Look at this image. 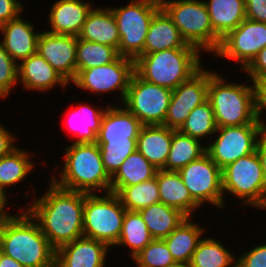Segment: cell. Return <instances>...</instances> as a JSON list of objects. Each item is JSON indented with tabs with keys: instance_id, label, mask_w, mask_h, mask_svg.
<instances>
[{
	"instance_id": "6da1fadb",
	"label": "cell",
	"mask_w": 266,
	"mask_h": 267,
	"mask_svg": "<svg viewBox=\"0 0 266 267\" xmlns=\"http://www.w3.org/2000/svg\"><path fill=\"white\" fill-rule=\"evenodd\" d=\"M42 197L32 199L30 207H25L37 221L41 231L57 250L83 235V213L87 193L69 191L55 185Z\"/></svg>"
},
{
	"instance_id": "7a4b0ae2",
	"label": "cell",
	"mask_w": 266,
	"mask_h": 267,
	"mask_svg": "<svg viewBox=\"0 0 266 267\" xmlns=\"http://www.w3.org/2000/svg\"><path fill=\"white\" fill-rule=\"evenodd\" d=\"M26 211V212H25ZM0 225V247L24 267H55L56 250L25 210Z\"/></svg>"
},
{
	"instance_id": "3957f363",
	"label": "cell",
	"mask_w": 266,
	"mask_h": 267,
	"mask_svg": "<svg viewBox=\"0 0 266 267\" xmlns=\"http://www.w3.org/2000/svg\"><path fill=\"white\" fill-rule=\"evenodd\" d=\"M64 167L59 180L51 181L58 187L76 192L94 194L101 189L110 192L111 176L105 170L96 142L72 143L65 149Z\"/></svg>"
},
{
	"instance_id": "277c9868",
	"label": "cell",
	"mask_w": 266,
	"mask_h": 267,
	"mask_svg": "<svg viewBox=\"0 0 266 267\" xmlns=\"http://www.w3.org/2000/svg\"><path fill=\"white\" fill-rule=\"evenodd\" d=\"M200 52L197 48H173L143 54L134 61V72L149 83L174 90L202 68Z\"/></svg>"
},
{
	"instance_id": "5b68a950",
	"label": "cell",
	"mask_w": 266,
	"mask_h": 267,
	"mask_svg": "<svg viewBox=\"0 0 266 267\" xmlns=\"http://www.w3.org/2000/svg\"><path fill=\"white\" fill-rule=\"evenodd\" d=\"M208 101L213 108L218 128L258 123L253 85L227 83L214 71L209 76Z\"/></svg>"
},
{
	"instance_id": "8992f818",
	"label": "cell",
	"mask_w": 266,
	"mask_h": 267,
	"mask_svg": "<svg viewBox=\"0 0 266 267\" xmlns=\"http://www.w3.org/2000/svg\"><path fill=\"white\" fill-rule=\"evenodd\" d=\"M187 44L200 51L216 52L221 39L215 34L204 0H160Z\"/></svg>"
},
{
	"instance_id": "52a82bcc",
	"label": "cell",
	"mask_w": 266,
	"mask_h": 267,
	"mask_svg": "<svg viewBox=\"0 0 266 267\" xmlns=\"http://www.w3.org/2000/svg\"><path fill=\"white\" fill-rule=\"evenodd\" d=\"M160 8V0H130L125 7L110 8L120 36L119 56L135 61L144 54L150 22Z\"/></svg>"
},
{
	"instance_id": "ba28073f",
	"label": "cell",
	"mask_w": 266,
	"mask_h": 267,
	"mask_svg": "<svg viewBox=\"0 0 266 267\" xmlns=\"http://www.w3.org/2000/svg\"><path fill=\"white\" fill-rule=\"evenodd\" d=\"M126 208L116 193L105 196L85 195L83 213V235L106 243L109 247L118 242Z\"/></svg>"
},
{
	"instance_id": "9c48e42d",
	"label": "cell",
	"mask_w": 266,
	"mask_h": 267,
	"mask_svg": "<svg viewBox=\"0 0 266 267\" xmlns=\"http://www.w3.org/2000/svg\"><path fill=\"white\" fill-rule=\"evenodd\" d=\"M221 174L223 194L230 192L244 205L266 210V181L256 151L228 164Z\"/></svg>"
},
{
	"instance_id": "30bf717a",
	"label": "cell",
	"mask_w": 266,
	"mask_h": 267,
	"mask_svg": "<svg viewBox=\"0 0 266 267\" xmlns=\"http://www.w3.org/2000/svg\"><path fill=\"white\" fill-rule=\"evenodd\" d=\"M172 97V90L149 83L132 74L123 106L143 125H163Z\"/></svg>"
},
{
	"instance_id": "8fae6325",
	"label": "cell",
	"mask_w": 266,
	"mask_h": 267,
	"mask_svg": "<svg viewBox=\"0 0 266 267\" xmlns=\"http://www.w3.org/2000/svg\"><path fill=\"white\" fill-rule=\"evenodd\" d=\"M261 131L259 123L217 128L218 137L207 144L206 153L223 169L239 158L255 152Z\"/></svg>"
},
{
	"instance_id": "7c38bea8",
	"label": "cell",
	"mask_w": 266,
	"mask_h": 267,
	"mask_svg": "<svg viewBox=\"0 0 266 267\" xmlns=\"http://www.w3.org/2000/svg\"><path fill=\"white\" fill-rule=\"evenodd\" d=\"M177 172L199 205L203 206L207 202L216 207H224L221 169L207 153Z\"/></svg>"
},
{
	"instance_id": "4fadbf2b",
	"label": "cell",
	"mask_w": 266,
	"mask_h": 267,
	"mask_svg": "<svg viewBox=\"0 0 266 267\" xmlns=\"http://www.w3.org/2000/svg\"><path fill=\"white\" fill-rule=\"evenodd\" d=\"M265 47L266 23L246 18L221 39L219 49L214 54L235 60L241 65L240 70H244Z\"/></svg>"
},
{
	"instance_id": "5bb4252c",
	"label": "cell",
	"mask_w": 266,
	"mask_h": 267,
	"mask_svg": "<svg viewBox=\"0 0 266 267\" xmlns=\"http://www.w3.org/2000/svg\"><path fill=\"white\" fill-rule=\"evenodd\" d=\"M134 60L119 56L112 63L96 66L82 71H76L72 81L78 88L94 93L120 91L123 102L132 74Z\"/></svg>"
},
{
	"instance_id": "9a60e30c",
	"label": "cell",
	"mask_w": 266,
	"mask_h": 267,
	"mask_svg": "<svg viewBox=\"0 0 266 267\" xmlns=\"http://www.w3.org/2000/svg\"><path fill=\"white\" fill-rule=\"evenodd\" d=\"M214 71L201 68L190 79L182 82L174 90L163 123L164 126L178 130L197 106L208 100L209 76Z\"/></svg>"
},
{
	"instance_id": "2e32d148",
	"label": "cell",
	"mask_w": 266,
	"mask_h": 267,
	"mask_svg": "<svg viewBox=\"0 0 266 267\" xmlns=\"http://www.w3.org/2000/svg\"><path fill=\"white\" fill-rule=\"evenodd\" d=\"M77 37L42 31L37 42L41 55L68 83L76 77Z\"/></svg>"
},
{
	"instance_id": "e0dca14e",
	"label": "cell",
	"mask_w": 266,
	"mask_h": 267,
	"mask_svg": "<svg viewBox=\"0 0 266 267\" xmlns=\"http://www.w3.org/2000/svg\"><path fill=\"white\" fill-rule=\"evenodd\" d=\"M109 248L104 242L82 236L56 250L55 267H105Z\"/></svg>"
},
{
	"instance_id": "ac0fdd59",
	"label": "cell",
	"mask_w": 266,
	"mask_h": 267,
	"mask_svg": "<svg viewBox=\"0 0 266 267\" xmlns=\"http://www.w3.org/2000/svg\"><path fill=\"white\" fill-rule=\"evenodd\" d=\"M34 28L35 26L25 22L20 15L0 26L4 36L0 44L17 64L37 53L40 32H35Z\"/></svg>"
},
{
	"instance_id": "d6986e66",
	"label": "cell",
	"mask_w": 266,
	"mask_h": 267,
	"mask_svg": "<svg viewBox=\"0 0 266 267\" xmlns=\"http://www.w3.org/2000/svg\"><path fill=\"white\" fill-rule=\"evenodd\" d=\"M143 124L124 106L107 107L96 142L137 141Z\"/></svg>"
},
{
	"instance_id": "ffe728a7",
	"label": "cell",
	"mask_w": 266,
	"mask_h": 267,
	"mask_svg": "<svg viewBox=\"0 0 266 267\" xmlns=\"http://www.w3.org/2000/svg\"><path fill=\"white\" fill-rule=\"evenodd\" d=\"M90 4L83 0H57L48 15L51 25L48 32L78 37L88 13L92 10Z\"/></svg>"
},
{
	"instance_id": "44dd1931",
	"label": "cell",
	"mask_w": 266,
	"mask_h": 267,
	"mask_svg": "<svg viewBox=\"0 0 266 267\" xmlns=\"http://www.w3.org/2000/svg\"><path fill=\"white\" fill-rule=\"evenodd\" d=\"M18 81L25 89L47 91L56 84L61 88L68 82L38 53L29 56L18 64Z\"/></svg>"
},
{
	"instance_id": "7402d4cb",
	"label": "cell",
	"mask_w": 266,
	"mask_h": 267,
	"mask_svg": "<svg viewBox=\"0 0 266 267\" xmlns=\"http://www.w3.org/2000/svg\"><path fill=\"white\" fill-rule=\"evenodd\" d=\"M173 48H196L187 44L171 17L161 7L153 16L144 44V54Z\"/></svg>"
},
{
	"instance_id": "603a6c76",
	"label": "cell",
	"mask_w": 266,
	"mask_h": 267,
	"mask_svg": "<svg viewBox=\"0 0 266 267\" xmlns=\"http://www.w3.org/2000/svg\"><path fill=\"white\" fill-rule=\"evenodd\" d=\"M173 129L164 125H143L137 137V150L158 170L165 167Z\"/></svg>"
},
{
	"instance_id": "cb8c5ba5",
	"label": "cell",
	"mask_w": 266,
	"mask_h": 267,
	"mask_svg": "<svg viewBox=\"0 0 266 267\" xmlns=\"http://www.w3.org/2000/svg\"><path fill=\"white\" fill-rule=\"evenodd\" d=\"M83 40L105 44L118 51L120 36L115 17L110 8H92L78 35Z\"/></svg>"
},
{
	"instance_id": "d4e9b609",
	"label": "cell",
	"mask_w": 266,
	"mask_h": 267,
	"mask_svg": "<svg viewBox=\"0 0 266 267\" xmlns=\"http://www.w3.org/2000/svg\"><path fill=\"white\" fill-rule=\"evenodd\" d=\"M160 202L178 209L187 217L199 209L178 172L158 170L156 174Z\"/></svg>"
},
{
	"instance_id": "484cf974",
	"label": "cell",
	"mask_w": 266,
	"mask_h": 267,
	"mask_svg": "<svg viewBox=\"0 0 266 267\" xmlns=\"http://www.w3.org/2000/svg\"><path fill=\"white\" fill-rule=\"evenodd\" d=\"M187 217L165 239L168 250L176 263L190 264L194 251L202 239L204 229Z\"/></svg>"
},
{
	"instance_id": "4316f807",
	"label": "cell",
	"mask_w": 266,
	"mask_h": 267,
	"mask_svg": "<svg viewBox=\"0 0 266 267\" xmlns=\"http://www.w3.org/2000/svg\"><path fill=\"white\" fill-rule=\"evenodd\" d=\"M215 34L224 38L246 19L245 0L204 1Z\"/></svg>"
},
{
	"instance_id": "83f0119b",
	"label": "cell",
	"mask_w": 266,
	"mask_h": 267,
	"mask_svg": "<svg viewBox=\"0 0 266 267\" xmlns=\"http://www.w3.org/2000/svg\"><path fill=\"white\" fill-rule=\"evenodd\" d=\"M158 169L138 150L131 153L111 176L110 192L116 193L123 186H131L156 177Z\"/></svg>"
},
{
	"instance_id": "f1b7e54d",
	"label": "cell",
	"mask_w": 266,
	"mask_h": 267,
	"mask_svg": "<svg viewBox=\"0 0 266 267\" xmlns=\"http://www.w3.org/2000/svg\"><path fill=\"white\" fill-rule=\"evenodd\" d=\"M154 239H165L187 216L162 202L151 204L138 211Z\"/></svg>"
},
{
	"instance_id": "f546056e",
	"label": "cell",
	"mask_w": 266,
	"mask_h": 267,
	"mask_svg": "<svg viewBox=\"0 0 266 267\" xmlns=\"http://www.w3.org/2000/svg\"><path fill=\"white\" fill-rule=\"evenodd\" d=\"M201 144L200 140L173 129L170 152L162 170L177 172L190 162L199 159L206 153V145Z\"/></svg>"
},
{
	"instance_id": "4dcf8cb0",
	"label": "cell",
	"mask_w": 266,
	"mask_h": 267,
	"mask_svg": "<svg viewBox=\"0 0 266 267\" xmlns=\"http://www.w3.org/2000/svg\"><path fill=\"white\" fill-rule=\"evenodd\" d=\"M106 109H97L89 105L76 107L67 119V125L75 136V143L96 142L101 127L102 117Z\"/></svg>"
},
{
	"instance_id": "1f68e13d",
	"label": "cell",
	"mask_w": 266,
	"mask_h": 267,
	"mask_svg": "<svg viewBox=\"0 0 266 267\" xmlns=\"http://www.w3.org/2000/svg\"><path fill=\"white\" fill-rule=\"evenodd\" d=\"M29 158L30 153L17 146L0 158V189L7 191L8 186L24 181L35 164Z\"/></svg>"
},
{
	"instance_id": "d6a6232c",
	"label": "cell",
	"mask_w": 266,
	"mask_h": 267,
	"mask_svg": "<svg viewBox=\"0 0 266 267\" xmlns=\"http://www.w3.org/2000/svg\"><path fill=\"white\" fill-rule=\"evenodd\" d=\"M153 239L141 214L138 211L126 210L116 246L129 247L130 256L133 259Z\"/></svg>"
},
{
	"instance_id": "836d02e7",
	"label": "cell",
	"mask_w": 266,
	"mask_h": 267,
	"mask_svg": "<svg viewBox=\"0 0 266 267\" xmlns=\"http://www.w3.org/2000/svg\"><path fill=\"white\" fill-rule=\"evenodd\" d=\"M215 238L206 237L198 243L190 267H236L235 256ZM235 260V261H234Z\"/></svg>"
},
{
	"instance_id": "e575fe53",
	"label": "cell",
	"mask_w": 266,
	"mask_h": 267,
	"mask_svg": "<svg viewBox=\"0 0 266 267\" xmlns=\"http://www.w3.org/2000/svg\"><path fill=\"white\" fill-rule=\"evenodd\" d=\"M116 194L128 211H139L160 202L156 177L139 184L123 186Z\"/></svg>"
},
{
	"instance_id": "d590c367",
	"label": "cell",
	"mask_w": 266,
	"mask_h": 267,
	"mask_svg": "<svg viewBox=\"0 0 266 267\" xmlns=\"http://www.w3.org/2000/svg\"><path fill=\"white\" fill-rule=\"evenodd\" d=\"M118 57V51L112 46L89 42L77 37V71L112 63Z\"/></svg>"
},
{
	"instance_id": "8d00e7d4",
	"label": "cell",
	"mask_w": 266,
	"mask_h": 267,
	"mask_svg": "<svg viewBox=\"0 0 266 267\" xmlns=\"http://www.w3.org/2000/svg\"><path fill=\"white\" fill-rule=\"evenodd\" d=\"M217 128L213 108L207 100L190 112L178 131L202 141L204 136L216 135Z\"/></svg>"
},
{
	"instance_id": "74e56055",
	"label": "cell",
	"mask_w": 266,
	"mask_h": 267,
	"mask_svg": "<svg viewBox=\"0 0 266 267\" xmlns=\"http://www.w3.org/2000/svg\"><path fill=\"white\" fill-rule=\"evenodd\" d=\"M99 146L105 170L112 176L127 157L137 150V141L96 142Z\"/></svg>"
},
{
	"instance_id": "f35d334b",
	"label": "cell",
	"mask_w": 266,
	"mask_h": 267,
	"mask_svg": "<svg viewBox=\"0 0 266 267\" xmlns=\"http://www.w3.org/2000/svg\"><path fill=\"white\" fill-rule=\"evenodd\" d=\"M132 260L138 267H169L176 264L163 239H153Z\"/></svg>"
},
{
	"instance_id": "ab89813d",
	"label": "cell",
	"mask_w": 266,
	"mask_h": 267,
	"mask_svg": "<svg viewBox=\"0 0 266 267\" xmlns=\"http://www.w3.org/2000/svg\"><path fill=\"white\" fill-rule=\"evenodd\" d=\"M17 82L18 64L0 44V98L4 99L9 96Z\"/></svg>"
},
{
	"instance_id": "60d3db41",
	"label": "cell",
	"mask_w": 266,
	"mask_h": 267,
	"mask_svg": "<svg viewBox=\"0 0 266 267\" xmlns=\"http://www.w3.org/2000/svg\"><path fill=\"white\" fill-rule=\"evenodd\" d=\"M236 259V267H266V244L253 247Z\"/></svg>"
},
{
	"instance_id": "b9f144b4",
	"label": "cell",
	"mask_w": 266,
	"mask_h": 267,
	"mask_svg": "<svg viewBox=\"0 0 266 267\" xmlns=\"http://www.w3.org/2000/svg\"><path fill=\"white\" fill-rule=\"evenodd\" d=\"M254 88L255 116L261 130L266 132V124L262 121L261 114L266 111V79L252 81Z\"/></svg>"
},
{
	"instance_id": "7bdbcfd3",
	"label": "cell",
	"mask_w": 266,
	"mask_h": 267,
	"mask_svg": "<svg viewBox=\"0 0 266 267\" xmlns=\"http://www.w3.org/2000/svg\"><path fill=\"white\" fill-rule=\"evenodd\" d=\"M251 81L266 79V47L258 52L257 56L244 69Z\"/></svg>"
},
{
	"instance_id": "ee69618b",
	"label": "cell",
	"mask_w": 266,
	"mask_h": 267,
	"mask_svg": "<svg viewBox=\"0 0 266 267\" xmlns=\"http://www.w3.org/2000/svg\"><path fill=\"white\" fill-rule=\"evenodd\" d=\"M23 7L19 0H0V26L17 18Z\"/></svg>"
},
{
	"instance_id": "f6af8a7d",
	"label": "cell",
	"mask_w": 266,
	"mask_h": 267,
	"mask_svg": "<svg viewBox=\"0 0 266 267\" xmlns=\"http://www.w3.org/2000/svg\"><path fill=\"white\" fill-rule=\"evenodd\" d=\"M246 18L266 23V0H245Z\"/></svg>"
},
{
	"instance_id": "bcb514c9",
	"label": "cell",
	"mask_w": 266,
	"mask_h": 267,
	"mask_svg": "<svg viewBox=\"0 0 266 267\" xmlns=\"http://www.w3.org/2000/svg\"><path fill=\"white\" fill-rule=\"evenodd\" d=\"M15 140L16 137L0 123V158L4 157L16 147L14 143L16 142Z\"/></svg>"
},
{
	"instance_id": "7dc6e473",
	"label": "cell",
	"mask_w": 266,
	"mask_h": 267,
	"mask_svg": "<svg viewBox=\"0 0 266 267\" xmlns=\"http://www.w3.org/2000/svg\"><path fill=\"white\" fill-rule=\"evenodd\" d=\"M256 153L260 159L261 166L263 169V175L266 181V132L265 131H261L259 135L256 146Z\"/></svg>"
},
{
	"instance_id": "c3c4849f",
	"label": "cell",
	"mask_w": 266,
	"mask_h": 267,
	"mask_svg": "<svg viewBox=\"0 0 266 267\" xmlns=\"http://www.w3.org/2000/svg\"><path fill=\"white\" fill-rule=\"evenodd\" d=\"M7 196H9L6 191L0 189V224H3L7 220H9L13 215L8 214L6 212V205H7Z\"/></svg>"
},
{
	"instance_id": "681fc988",
	"label": "cell",
	"mask_w": 266,
	"mask_h": 267,
	"mask_svg": "<svg viewBox=\"0 0 266 267\" xmlns=\"http://www.w3.org/2000/svg\"><path fill=\"white\" fill-rule=\"evenodd\" d=\"M0 267H24V266L15 259H13L12 257L3 254L0 262Z\"/></svg>"
},
{
	"instance_id": "f907efd6",
	"label": "cell",
	"mask_w": 266,
	"mask_h": 267,
	"mask_svg": "<svg viewBox=\"0 0 266 267\" xmlns=\"http://www.w3.org/2000/svg\"><path fill=\"white\" fill-rule=\"evenodd\" d=\"M169 267H190V266L188 264H184V263H176L175 265H172Z\"/></svg>"
},
{
	"instance_id": "816d5d0a",
	"label": "cell",
	"mask_w": 266,
	"mask_h": 267,
	"mask_svg": "<svg viewBox=\"0 0 266 267\" xmlns=\"http://www.w3.org/2000/svg\"><path fill=\"white\" fill-rule=\"evenodd\" d=\"M3 251H2V248L0 247V262H1V259H2V255H3Z\"/></svg>"
}]
</instances>
